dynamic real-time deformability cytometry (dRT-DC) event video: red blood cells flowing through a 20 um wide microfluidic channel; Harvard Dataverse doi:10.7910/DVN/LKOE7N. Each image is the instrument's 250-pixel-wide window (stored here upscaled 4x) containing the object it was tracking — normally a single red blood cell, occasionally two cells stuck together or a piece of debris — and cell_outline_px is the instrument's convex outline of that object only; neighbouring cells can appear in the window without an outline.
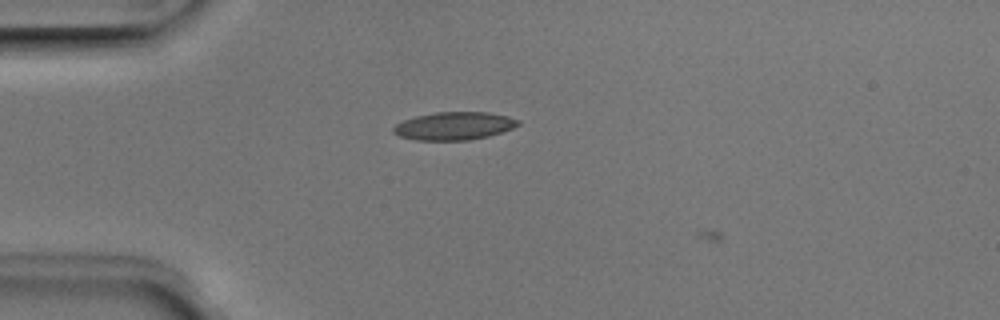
{"species": "Egyptian fruit bat (a non-hibernating species)", "species_latin": "Rousettus aegyptiacus", "temperature_condition": "room temperature", "stored_images_in_passage": 12, "camera_frame_rate_fps": 3000, "um_per_image_px": 0.085, "animal": {"sex": "male"}, "frame": {"image": 1, "passage_image": 11, "time_ms": 3.333, "image_size_px": [1000, 320], "cell_outline_px": [[520, 124], [512, 128], [488, 136], [468, 140], [416, 140], [400, 136], [392, 132], [392, 128], [396, 124], [404, 120], [416, 116], [436, 112], [488, 112], [508, 116], [520, 120]], "centroid_in_image_um": [38.6, 10.7], "position_along_channel_um": 46.4, "area_um2": 20.23}}